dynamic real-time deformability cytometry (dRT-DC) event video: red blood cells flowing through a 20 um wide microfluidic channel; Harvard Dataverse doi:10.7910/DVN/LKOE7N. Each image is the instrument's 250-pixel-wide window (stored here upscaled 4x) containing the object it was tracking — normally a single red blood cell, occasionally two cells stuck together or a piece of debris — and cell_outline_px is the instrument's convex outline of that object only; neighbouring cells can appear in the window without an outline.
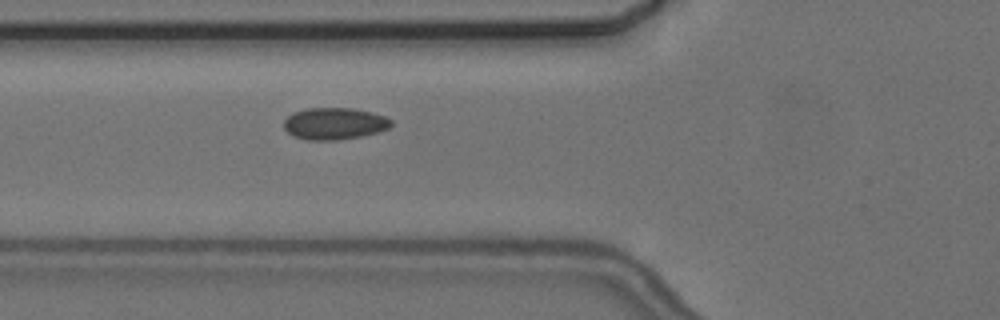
{"species": "common noctule bat (a hibernating species)", "species_latin": "Nyctalus noctula", "temperature_condition": "cold", "stored_images_in_passage": 6, "camera_frame_rate_fps": 3000, "um_per_image_px": 0.085, "animal": {"sex": "female", "body_mass_g": 24.6, "forearm_length_mm": 56.2}, "frame": {"image": 1, "passage_image": 6, "time_ms": 6.0, "image_size_px": [1000, 320], "cell_outline_px": [[392, 124], [388, 128], [376, 132], [360, 136], [336, 140], [308, 140], [292, 136], [284, 128], [284, 120], [288, 116], [296, 112], [308, 108], [352, 108], [372, 112], [384, 116], [392, 120]], "centroid_in_image_um": [28.41, 10.5], "position_along_channel_um": 97.4, "area_um2": 19.77}}